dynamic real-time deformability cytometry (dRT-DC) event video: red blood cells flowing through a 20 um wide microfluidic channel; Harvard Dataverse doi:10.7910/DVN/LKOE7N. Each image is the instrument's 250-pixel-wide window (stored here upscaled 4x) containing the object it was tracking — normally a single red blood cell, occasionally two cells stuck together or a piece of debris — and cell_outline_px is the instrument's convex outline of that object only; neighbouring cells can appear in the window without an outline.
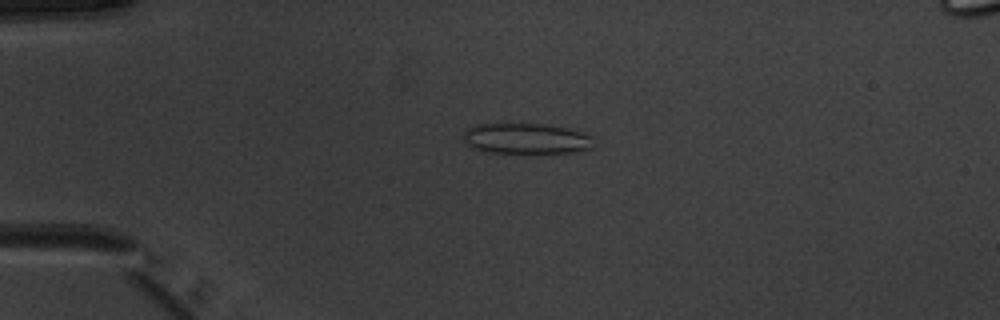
{"species": "common noctule bat (a hibernating species)", "species_latin": "Nyctalus noctula", "temperature_condition": "warm", "stored_images_in_passage": 36, "camera_frame_rate_fps": 3000, "um_per_image_px": 0.085, "animal": {"sex": "male", "body_mass_g": 20.1, "forearm_length_mm": 53.5}, "frame": {"image": 1, "passage_image": 4, "time_ms": 1.0, "image_size_px": [1000, 320], "cell_outline_px": [[592, 148], [572, 152], [480, 152], [464, 144], [464, 132], [468, 128], [476, 124], [548, 124], [580, 132], [592, 136]], "centroid_in_image_um": [44.66, 11.78], "position_along_channel_um": 40.3, "area_um2": 23.06}}
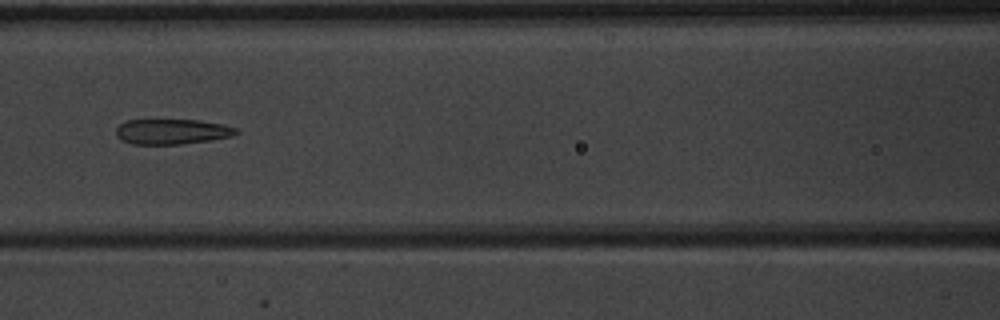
{"frame": {"image": 2, "passage_image": 15, "time_ms": 4.667, "image_size_px": [1000, 320], "cell_outline_px": [[240, 132], [232, 136], [212, 140], [180, 144], [132, 144], [120, 140], [116, 136], [116, 128], [124, 120], [200, 120], [224, 124], [236, 128]], "centroid_in_image_um": [14.62, 11.18], "position_along_channel_um": 152.0, "area_um2": 17.86}}
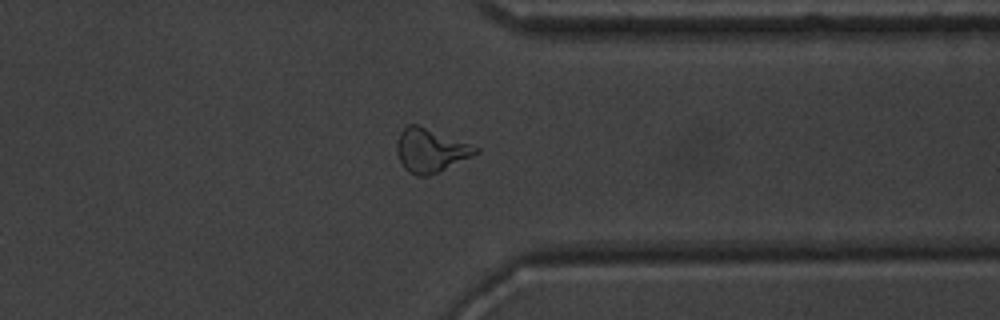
{"frame": {"image": 3, "passage_image": 32, "time_ms": 10.333, "image_size_px": [1000, 320], "cell_outline_px": [[480, 152], [440, 172], [428, 176], [416, 176], [408, 172], [404, 168], [396, 152], [396, 140], [400, 132], [408, 124], [416, 124], [480, 148]], "centroid_in_image_um": [36.57, 12.81], "position_along_channel_um": 374.8, "area_um2": 20.0}, "authors_computed_cell_mechanics": {"area_um2": 19.074, "velocity_mm_per_s": 3.9747, "shape_relaxation_time_tau1_ms": null, "shape_relaxation_time_tau2_ms": 2.4652, "deformation_change_tau1": null, "deformation_change_tau2": 0.1217}}